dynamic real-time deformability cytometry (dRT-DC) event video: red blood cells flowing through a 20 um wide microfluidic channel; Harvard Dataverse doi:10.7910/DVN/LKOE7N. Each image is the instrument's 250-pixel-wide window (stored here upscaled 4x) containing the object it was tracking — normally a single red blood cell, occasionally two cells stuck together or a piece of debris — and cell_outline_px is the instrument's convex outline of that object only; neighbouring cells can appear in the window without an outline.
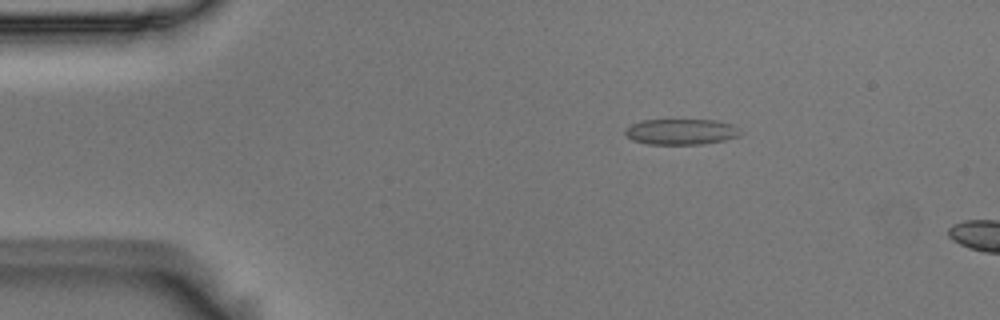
{"species": "Egyptian fruit bat (a non-hibernating species)", "species_latin": "Rousettus aegyptiacus", "temperature_condition": "room temperature", "stored_images_in_passage": 4, "camera_frame_rate_fps": 3000, "um_per_image_px": 0.085, "animal": {"sex": "male"}, "frame": {"image": 1, "passage_image": 2, "time_ms": 0.333, "image_size_px": [1000, 320], "cell_outline_px": [[744, 132], [740, 136], [724, 140], [704, 144], [648, 144], [632, 140], [624, 132], [624, 128], [632, 124], [644, 120], [716, 120], [732, 124], [740, 128]], "centroid_in_image_um": [57.94, 11.2], "position_along_channel_um": 27.1, "area_um2": 17.46}}